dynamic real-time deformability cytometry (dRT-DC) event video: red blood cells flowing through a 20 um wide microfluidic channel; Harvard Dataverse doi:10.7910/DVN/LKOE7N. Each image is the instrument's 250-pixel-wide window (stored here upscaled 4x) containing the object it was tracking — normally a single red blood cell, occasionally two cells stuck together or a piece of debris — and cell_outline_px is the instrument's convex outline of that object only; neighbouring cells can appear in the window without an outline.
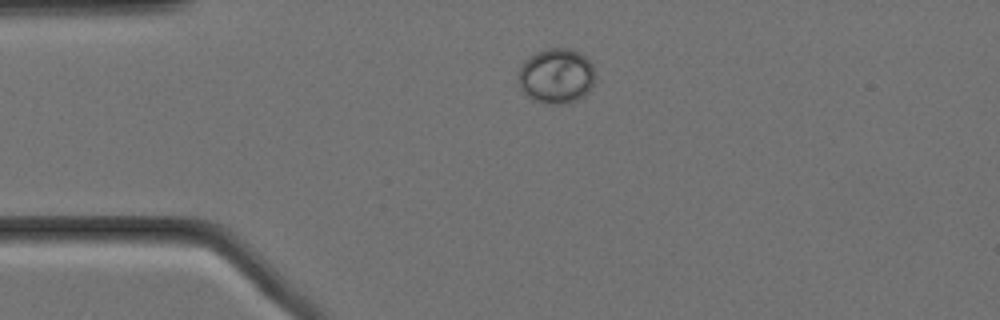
{"species": "Egyptian fruit bat (a non-hibernating species)", "species_latin": "Rousettus aegyptiacus", "temperature_condition": "cold", "stored_images_in_passage": 37, "camera_frame_rate_fps": 3000, "um_per_image_px": 0.085, "animal": {"sex": "female"}, "frame": {"image": 1, "passage_image": 1, "time_ms": 0.0, "image_size_px": [1000, 320], "cell_outline_px": [[596, 76], [592, 88], [584, 96], [568, 104], [552, 104], [532, 100], [520, 88], [516, 80], [520, 68], [524, 60], [528, 56], [544, 48], [568, 48], [580, 52], [592, 64]], "centroid_in_image_um": [47.28, 6.45], "position_along_channel_um": 37.7, "area_um2": 25.2}}
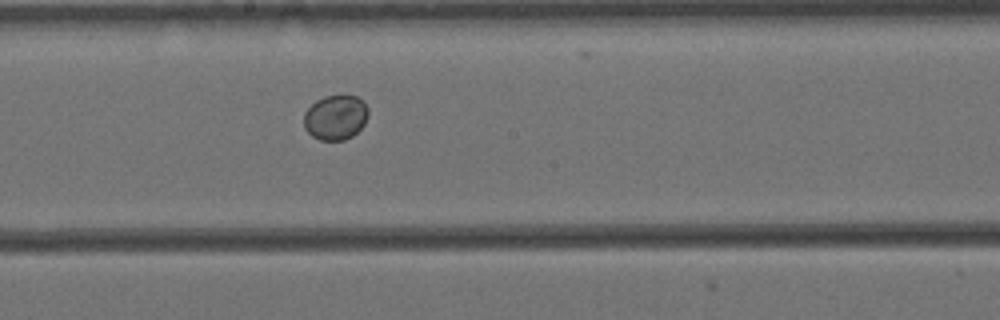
{"frame": {"image": 2, "passage_image": 19, "time_ms": 6.0, "image_size_px": [1000, 320], "cell_outline_px": [[368, 116], [364, 124], [352, 136], [344, 140], [320, 140], [312, 136], [304, 128], [304, 112], [316, 100], [324, 96], [356, 96], [364, 100], [368, 108]], "centroid_in_image_um": [28.52, 9.97], "position_along_channel_um": 219.7, "area_um2": 16.88}}
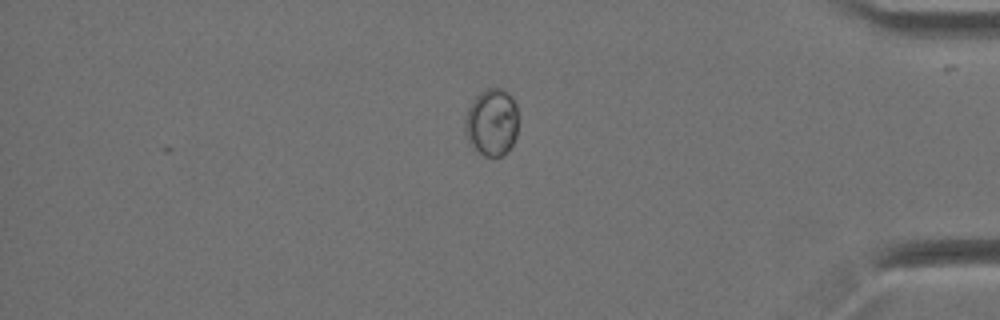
{"frame": {"image": 3, "passage_image": 37, "time_ms": 12.0, "image_size_px": [1000, 320], "cell_outline_px": [[516, 136], [512, 144], [500, 156], [484, 156], [472, 148], [468, 144], [464, 132], [464, 120], [468, 108], [472, 100], [484, 88], [504, 88], [512, 96], [516, 104]], "centroid_in_image_um": [41.75, 10.37], "position_along_channel_um": 393.5, "area_um2": 21.1}}